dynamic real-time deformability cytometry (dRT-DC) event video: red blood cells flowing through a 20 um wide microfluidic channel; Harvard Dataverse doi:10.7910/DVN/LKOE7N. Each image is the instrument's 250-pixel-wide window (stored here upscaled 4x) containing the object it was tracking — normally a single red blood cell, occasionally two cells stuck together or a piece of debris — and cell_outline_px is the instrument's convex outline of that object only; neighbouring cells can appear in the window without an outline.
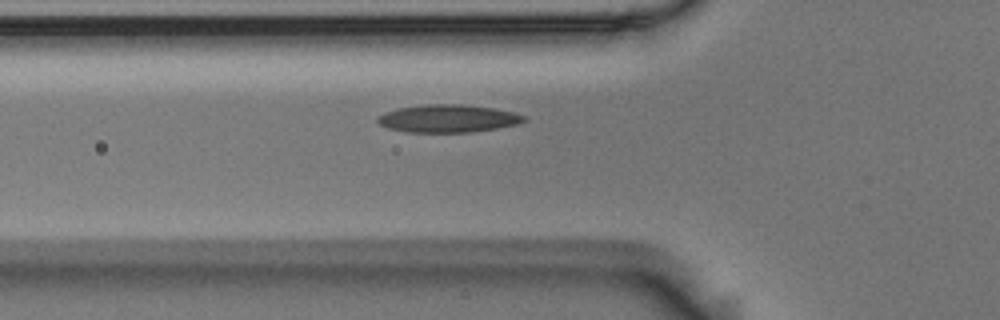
{"species": "Egyptian fruit bat (a non-hibernating species)", "species_latin": "Rousettus aegyptiacus", "temperature_condition": "room temperature", "stored_images_in_passage": 33, "camera_frame_rate_fps": 3000, "um_per_image_px": 0.085, "animal": {"sex": "male"}, "frame": {"image": 1, "passage_image": 2, "time_ms": 0.333, "image_size_px": [1000, 320], "cell_outline_px": [[528, 120], [516, 124], [496, 128], [472, 132], [404, 132], [388, 128], [380, 124], [376, 120], [376, 116], [384, 112], [400, 108], [424, 104], [460, 104], [492, 108], [512, 112], [524, 116]], "centroid_in_image_um": [38.03, 10.07], "position_along_channel_um": 87.8, "area_um2": 23.58}}
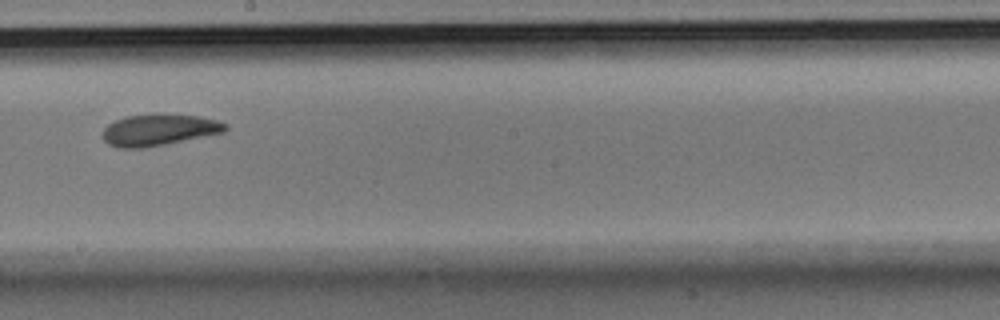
{"frame": {"image": 2, "passage_image": 14, "time_ms": 4.333, "image_size_px": [1000, 320], "cell_outline_px": [[228, 128], [224, 132], [144, 148], [116, 148], [108, 144], [104, 140], [104, 128], [108, 124], [116, 120], [128, 116], [156, 112], [160, 112], [200, 116], [216, 120], [228, 124]], "centroid_in_image_um": [13.52, 11.01], "position_along_channel_um": 234.7, "area_um2": 22.77}}
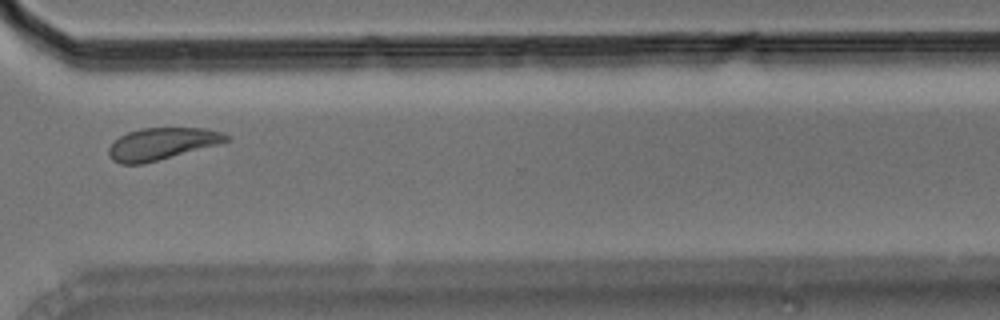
{"frame": {"image": 3, "passage_image": 24, "time_ms": 7.667, "image_size_px": [1000, 320], "cell_outline_px": [[232, 140], [156, 160], [140, 164], [120, 164], [112, 160], [108, 156], [108, 148], [120, 136], [128, 132], [140, 128], [204, 128], [224, 132], [232, 136]], "centroid_in_image_um": [13.76, 12.2], "position_along_channel_um": 356.8, "area_um2": 21.68}}